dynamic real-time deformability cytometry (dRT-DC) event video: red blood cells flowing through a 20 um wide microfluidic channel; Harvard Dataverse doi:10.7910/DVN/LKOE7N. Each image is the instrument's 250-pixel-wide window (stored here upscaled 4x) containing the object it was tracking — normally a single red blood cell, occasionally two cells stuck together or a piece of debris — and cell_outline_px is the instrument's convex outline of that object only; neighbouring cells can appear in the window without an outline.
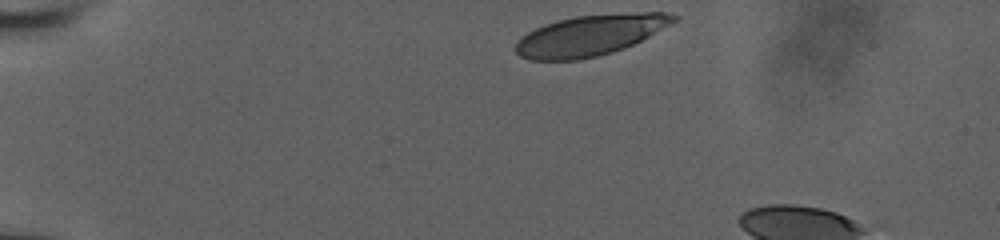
{"species": "human", "species_latin": "Homo sapiens", "temperature_condition": "room temperature", "stored_images_in_passage": 24, "camera_frame_rate_fps": 3000, "um_per_image_px": 0.085, "donor": {"sex": "male"}, "frame": {"image": 1, "passage_image": 1, "time_ms": 0.0, "image_size_px": [1000, 240], "cell_outline_px": [[676, 20], [648, 36], [624, 48], [612, 52], [580, 60], [532, 60], [520, 56], [512, 48], [528, 32], [544, 24], [556, 20], [576, 16], [644, 12], [664, 12], [676, 16]], "centroid_in_image_um": [50.11, 3.01], "position_along_channel_um": 34.9, "area_um2": 36.88}}
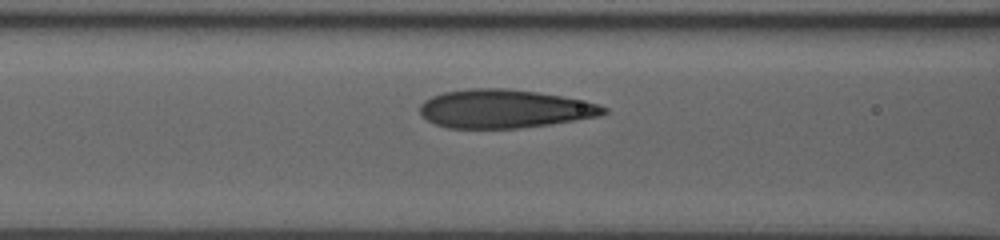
{"frame": {"image": 2, "passage_image": 18, "time_ms": 4.333, "image_size_px": [1000, 240], "cell_outline_px": [[608, 112], [596, 116], [548, 124], [520, 128], [448, 128], [436, 124], [428, 120], [420, 112], [420, 104], [424, 100], [432, 96], [444, 92], [468, 88], [508, 88], [536, 92], [560, 96], [600, 104], [608, 108]], "centroid_in_image_um": [42.84, 9.24], "position_along_channel_um": 123.8, "area_um2": 40.92}}
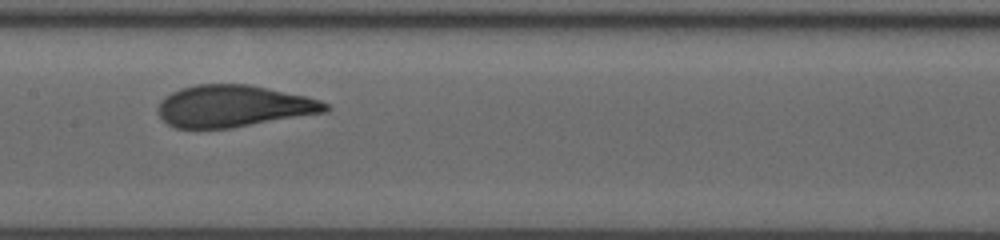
{"frame": {"image": 3, "passage_image": 23, "time_ms": 6.0, "image_size_px": [1000, 240], "cell_outline_px": [[332, 108], [328, 112], [232, 128], [176, 128], [168, 124], [160, 116], [156, 108], [160, 100], [164, 96], [180, 88], [196, 84], [248, 84], [268, 88], [304, 96], [320, 100], [328, 104]], "centroid_in_image_um": [19.85, 9.02], "position_along_channel_um": 187.6, "area_um2": 41.04}}